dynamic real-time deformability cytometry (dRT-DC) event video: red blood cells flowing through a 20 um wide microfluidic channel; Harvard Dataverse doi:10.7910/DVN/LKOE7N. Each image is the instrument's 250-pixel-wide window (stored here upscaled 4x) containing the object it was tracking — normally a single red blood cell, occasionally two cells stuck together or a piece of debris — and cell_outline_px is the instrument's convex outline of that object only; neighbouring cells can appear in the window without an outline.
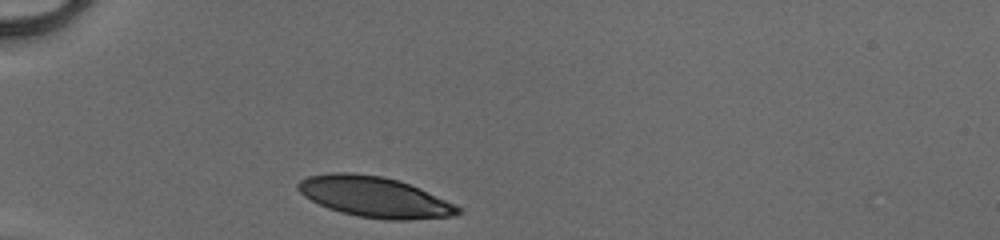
{"species": "human", "species_latin": "Homo sapiens", "temperature_condition": "cold", "stored_images_in_passage": 29, "camera_frame_rate_fps": 3000, "um_per_image_px": 0.085, "donor": {"sex": "male"}, "frame": {"image": 1, "passage_image": 1, "time_ms": 0.0, "image_size_px": [1000, 240], "cell_outline_px": [[460, 212], [452, 216], [408, 220], [388, 220], [360, 216], [340, 212], [328, 208], [304, 196], [296, 188], [296, 184], [300, 180], [308, 176], [332, 172], [352, 172], [384, 176], [400, 180], [420, 188], [456, 204], [460, 208]], "centroid_in_image_um": [31.83, 16.72], "position_along_channel_um": 53.2, "area_um2": 37.92}}
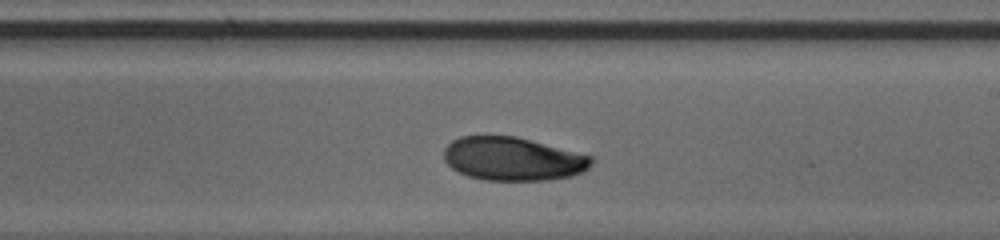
{"frame": {"image": 2, "passage_image": 17, "time_ms": 5.333, "image_size_px": [1000, 240], "cell_outline_px": [[596, 160], [584, 172], [572, 176], [548, 180], [484, 180], [468, 176], [452, 168], [444, 160], [444, 148], [452, 140], [460, 136], [516, 136], [592, 156]], "centroid_in_image_um": [43.61, 13.51], "position_along_channel_um": 245.4, "area_um2": 37.45}}
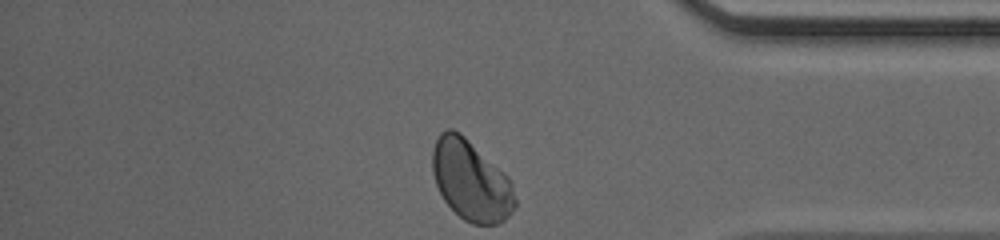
{"frame": {"image": 3, "passage_image": 29, "time_ms": 9.333, "image_size_px": [1000, 240], "cell_outline_px": [[516, 204], [512, 212], [500, 224], [472, 224], [464, 220], [444, 200], [436, 184], [432, 172], [432, 148], [440, 132], [448, 128], [452, 128], [460, 132], [508, 176], [512, 184], [516, 200]], "centroid_in_image_um": [40.03, 15.33], "position_along_channel_um": 395.2, "area_um2": 38.67}, "authors_computed_cell_mechanics": {"area_um2": 38.5526, "velocity_mm_per_s": 4.0831, "shape_relaxation_time_tau1_ms": 4.7926, "shape_relaxation_time_tau2_ms": 4.101, "deformation_change_tau1": 0.1366, "deformation_change_tau2": 0.0635}}